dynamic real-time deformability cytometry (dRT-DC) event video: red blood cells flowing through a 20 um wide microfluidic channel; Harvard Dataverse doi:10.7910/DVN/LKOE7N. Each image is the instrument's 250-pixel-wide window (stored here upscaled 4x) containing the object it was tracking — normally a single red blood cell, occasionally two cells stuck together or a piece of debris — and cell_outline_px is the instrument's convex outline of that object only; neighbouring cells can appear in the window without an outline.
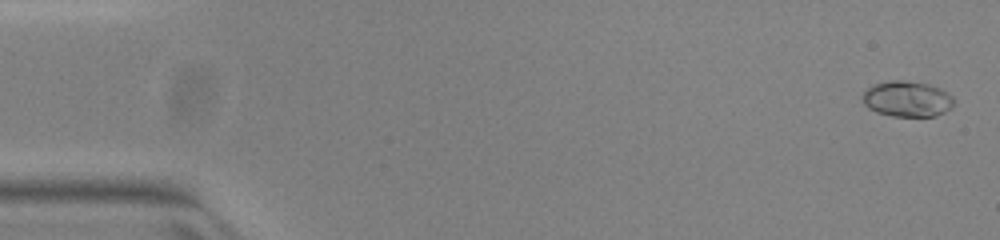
{"species": "common noctule bat (a hibernating species)", "species_latin": "Nyctalus noctula", "temperature_condition": "warm", "stored_images_in_passage": 49, "camera_frame_rate_fps": 3000, "um_per_image_px": 0.085, "animal": {"sex": "female", "body_mass_g": 23.0, "forearm_length_mm": 53.4}, "frame": {"image": 1, "passage_image": 1, "time_ms": 0.0, "image_size_px": [1000, 240], "cell_outline_px": [[956, 100], [952, 108], [936, 116], [892, 116], [876, 112], [868, 108], [864, 104], [864, 92], [872, 84], [888, 80], [904, 80], [928, 84], [940, 88], [948, 92]], "centroid_in_image_um": [77.14, 8.4], "position_along_channel_um": 7.9, "area_um2": 19.19}}
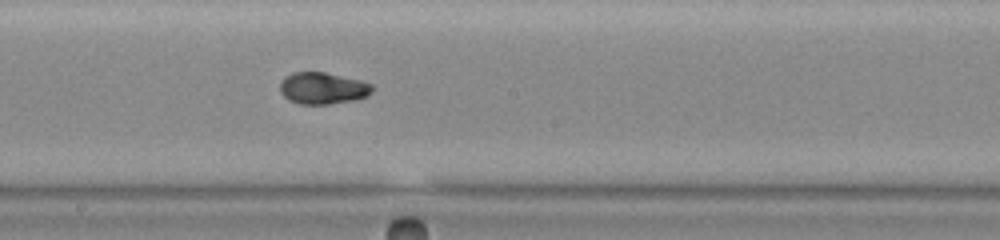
{"frame": {"image": 2, "passage_image": 28, "time_ms": 9.0, "image_size_px": [1000, 240], "cell_outline_px": [[372, 92], [368, 96], [356, 100], [328, 104], [300, 104], [288, 100], [280, 92], [280, 84], [292, 72], [324, 72], [360, 80], [372, 84]], "centroid_in_image_um": [27.46, 7.51], "position_along_channel_um": 220.7, "area_um2": 16.99}}
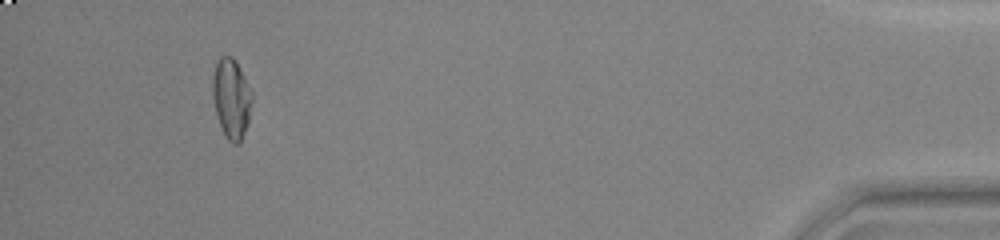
{"frame": {"image": 3, "passage_image": 48, "time_ms": 15.667, "image_size_px": [1000, 240], "cell_outline_px": [[252, 100], [248, 124], [240, 144], [232, 144], [224, 136], [216, 116], [212, 96], [212, 76], [216, 64], [220, 56], [232, 56], [236, 60], [252, 92]], "centroid_in_image_um": [19.66, 8.4], "position_along_channel_um": 415.5, "area_um2": 18.67}}